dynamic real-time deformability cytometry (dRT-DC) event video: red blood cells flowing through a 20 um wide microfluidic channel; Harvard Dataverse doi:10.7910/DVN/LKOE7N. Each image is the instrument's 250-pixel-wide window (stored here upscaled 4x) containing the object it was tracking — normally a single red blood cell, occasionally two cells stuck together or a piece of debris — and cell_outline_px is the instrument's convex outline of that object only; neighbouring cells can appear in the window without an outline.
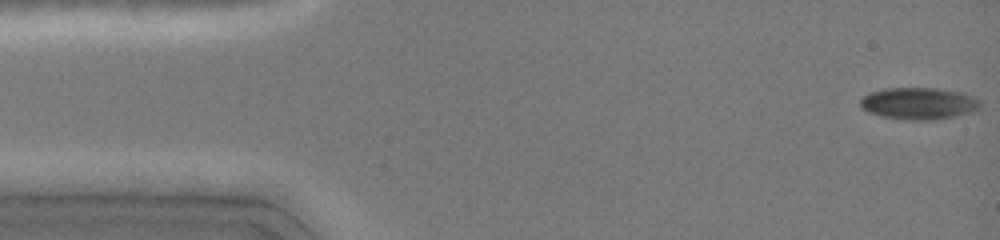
{"species": "common noctule bat (a hibernating species)", "species_latin": "Nyctalus noctula", "temperature_condition": "cold", "stored_images_in_passage": 11, "camera_frame_rate_fps": 3000, "um_per_image_px": 0.085, "animal": {"sex": "female", "body_mass_g": 19.0, "forearm_length_mm": 51.5}, "frame": {"image": 1, "passage_image": 1, "time_ms": 0.0, "image_size_px": [1000, 240], "cell_outline_px": [[980, 108], [972, 112], [956, 116], [932, 120], [908, 120], [880, 116], [868, 112], [860, 108], [860, 100], [868, 92], [884, 88], [936, 88], [964, 92], [980, 100]], "centroid_in_image_um": [78.09, 8.79], "position_along_channel_um": 6.9, "area_um2": 22.6}}
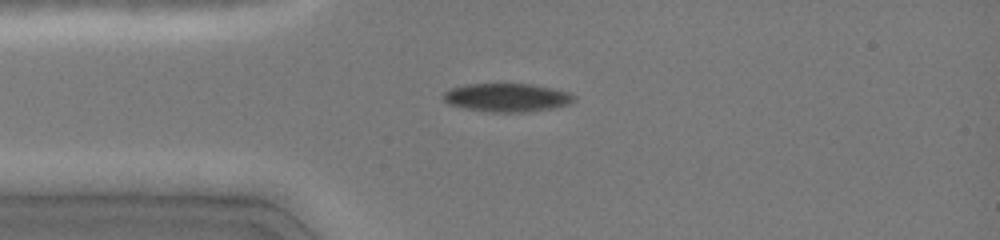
{"frame": {"image": 2, "passage_image": 10, "time_ms": 3.333, "image_size_px": [1000, 240], "cell_outline_px": [[576, 100], [568, 104], [556, 108], [524, 112], [488, 112], [464, 108], [448, 104], [444, 100], [444, 92], [452, 88], [464, 84], [532, 84], [552, 88], [568, 92], [576, 96]], "centroid_in_image_um": [43.11, 8.3], "position_along_channel_um": 41.9, "area_um2": 21.73}}